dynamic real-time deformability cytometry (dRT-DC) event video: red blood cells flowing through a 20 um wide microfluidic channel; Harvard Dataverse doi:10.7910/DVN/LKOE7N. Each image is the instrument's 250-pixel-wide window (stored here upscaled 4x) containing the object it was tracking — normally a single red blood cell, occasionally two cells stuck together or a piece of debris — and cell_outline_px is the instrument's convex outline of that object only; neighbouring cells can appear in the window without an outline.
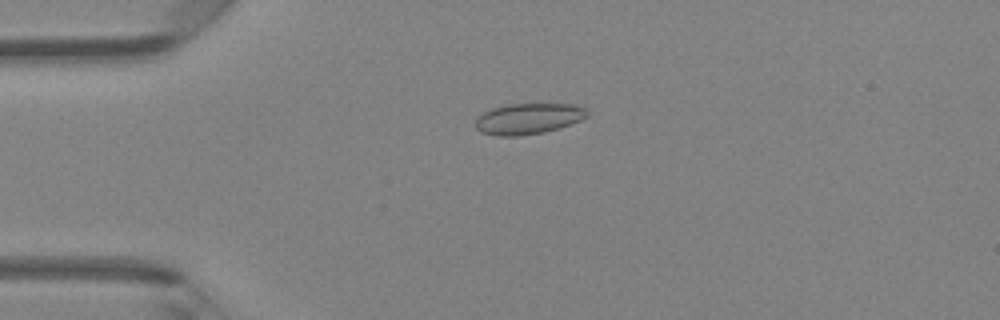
{"species": "Egyptian fruit bat (a non-hibernating species)", "species_latin": "Rousettus aegyptiacus", "temperature_condition": "room temperature", "stored_images_in_passage": 48, "camera_frame_rate_fps": 3000, "um_per_image_px": 0.085, "animal": {"sex": "female"}, "frame": {"image": 1, "passage_image": 12, "time_ms": 3.667, "image_size_px": [1000, 320], "cell_outline_px": [[588, 116], [580, 120], [544, 132], [520, 136], [496, 136], [480, 132], [476, 128], [476, 116], [492, 108], [508, 104], [584, 104], [588, 108]], "centroid_in_image_um": [44.92, 10.07], "position_along_channel_um": 40.1, "area_um2": 20.29}}
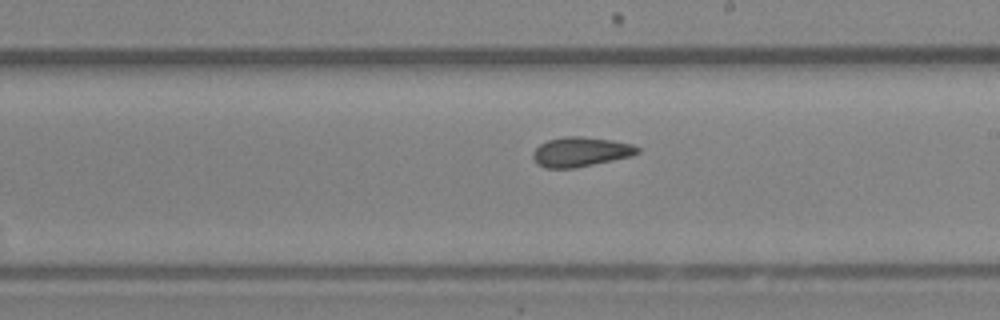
{"frame": {"image": 2, "passage_image": 28, "time_ms": 9.0, "image_size_px": [1000, 320], "cell_outline_px": [[640, 152], [632, 156], [576, 168], [544, 168], [532, 156], [532, 152], [540, 144], [548, 140], [564, 136], [580, 136], [612, 140], [632, 144], [640, 148]], "centroid_in_image_um": [49.38, 12.9], "position_along_channel_um": 239.6, "area_um2": 18.03}}
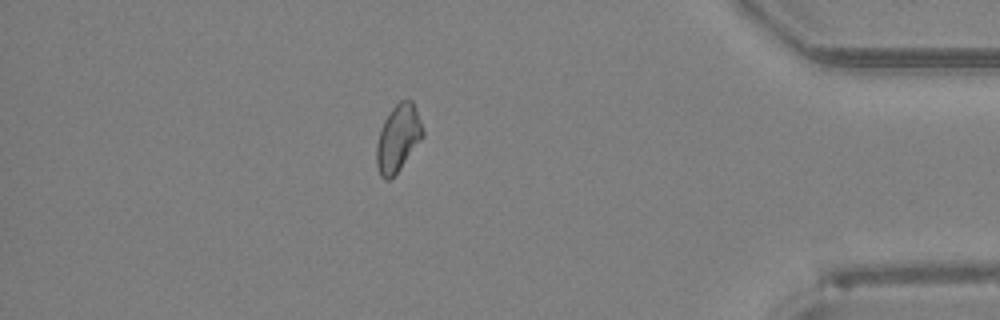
{"frame": {"image": 3, "passage_image": 42, "time_ms": 13.667, "image_size_px": [1000, 320], "cell_outline_px": [[424, 136], [400, 168], [388, 180], [384, 180], [380, 176], [376, 164], [376, 144], [380, 128], [384, 120], [392, 108], [400, 100], [412, 100], [416, 108], [424, 132]], "centroid_in_image_um": [33.82, 11.73], "position_along_channel_um": 401.4, "area_um2": 17.98}, "authors_computed_cell_mechanics": {"area_um2": 18.3226, "velocity_mm_per_s": 4.2801, "shape_relaxation_time_tau1_ms": null, "shape_relaxation_time_tau2_ms": 2.6462, "deformation_change_tau1": null, "deformation_change_tau2": 0.0525}}